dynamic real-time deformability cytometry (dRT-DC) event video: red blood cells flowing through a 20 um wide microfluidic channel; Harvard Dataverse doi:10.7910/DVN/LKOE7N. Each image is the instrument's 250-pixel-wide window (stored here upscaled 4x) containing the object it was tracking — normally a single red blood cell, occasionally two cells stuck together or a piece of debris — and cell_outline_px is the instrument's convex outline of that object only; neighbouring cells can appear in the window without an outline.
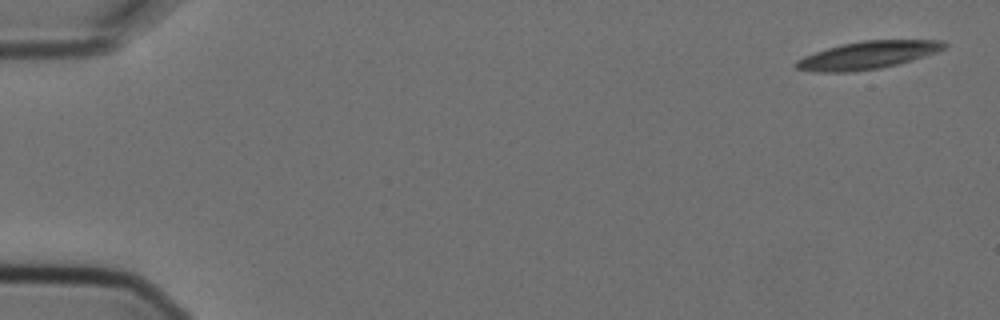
{"species": "Egyptian fruit bat (a non-hibernating species)", "species_latin": "Rousettus aegyptiacus", "temperature_condition": "cold", "stored_images_in_passage": 2, "camera_frame_rate_fps": 3000, "um_per_image_px": 0.085, "animal": {"sex": "female"}, "frame": {"image": 1, "passage_image": 1, "time_ms": 0.0, "image_size_px": [1000, 320], "cell_outline_px": [[948, 44], [944, 48], [936, 52], [912, 60], [880, 68], [848, 72], [812, 72], [796, 68], [792, 64], [796, 60], [804, 56], [828, 48], [844, 44], [864, 40], [944, 40]], "centroid_in_image_um": [73.73, 4.69], "position_along_channel_um": 11.3, "area_um2": 23.76}}